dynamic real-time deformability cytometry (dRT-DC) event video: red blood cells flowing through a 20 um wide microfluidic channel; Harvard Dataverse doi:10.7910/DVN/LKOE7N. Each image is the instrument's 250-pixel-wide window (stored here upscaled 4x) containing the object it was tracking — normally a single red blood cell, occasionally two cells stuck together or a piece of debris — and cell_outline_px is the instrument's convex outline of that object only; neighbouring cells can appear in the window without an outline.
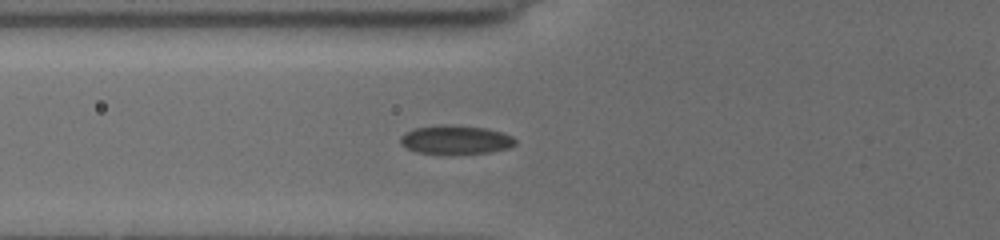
{"species": "common noctule bat (a hibernating species)", "species_latin": "Nyctalus noctula", "temperature_condition": "cold", "stored_images_in_passage": 9, "camera_frame_rate_fps": 3000, "um_per_image_px": 0.085, "animal": {"sex": "female", "body_mass_g": 19.5, "forearm_length_mm": 54.1}, "frame": {"image": 1, "passage_image": 9, "time_ms": 5.667, "image_size_px": [1000, 240], "cell_outline_px": [[516, 144], [512, 148], [488, 152], [416, 152], [400, 144], [400, 136], [416, 128], [440, 124], [452, 124], [484, 128], [500, 132], [512, 136], [516, 140]], "centroid_in_image_um": [38.76, 11.85], "position_along_channel_um": 87.0, "area_um2": 18.79}}